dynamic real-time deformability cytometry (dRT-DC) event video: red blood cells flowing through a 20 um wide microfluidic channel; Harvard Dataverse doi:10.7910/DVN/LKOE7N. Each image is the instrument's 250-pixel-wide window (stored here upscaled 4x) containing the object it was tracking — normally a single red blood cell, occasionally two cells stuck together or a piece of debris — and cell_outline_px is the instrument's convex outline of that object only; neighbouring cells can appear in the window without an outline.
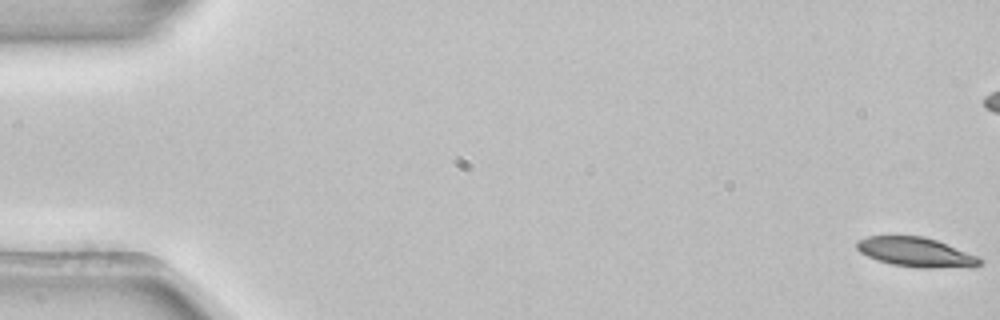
{"species": "common noctule bat (a hibernating species)", "species_latin": "Nyctalus noctula", "temperature_condition": "room temperature", "stored_images_in_passage": 7, "camera_frame_rate_fps": 3000, "um_per_image_px": 0.085, "animal": {"sex": "female", "body_mass_g": 22.7, "forearm_length_mm": 54.2}, "frame": {"image": 1, "passage_image": 1, "time_ms": 0.0, "image_size_px": [1000, 320], "cell_outline_px": [[984, 260], [980, 264], [972, 268], [920, 268], [892, 264], [876, 260], [860, 252], [856, 248], [856, 240], [868, 236], [924, 236], [936, 240], [980, 256]], "centroid_in_image_um": [77.91, 21.45], "position_along_channel_um": 7.1, "area_um2": 21.5}}